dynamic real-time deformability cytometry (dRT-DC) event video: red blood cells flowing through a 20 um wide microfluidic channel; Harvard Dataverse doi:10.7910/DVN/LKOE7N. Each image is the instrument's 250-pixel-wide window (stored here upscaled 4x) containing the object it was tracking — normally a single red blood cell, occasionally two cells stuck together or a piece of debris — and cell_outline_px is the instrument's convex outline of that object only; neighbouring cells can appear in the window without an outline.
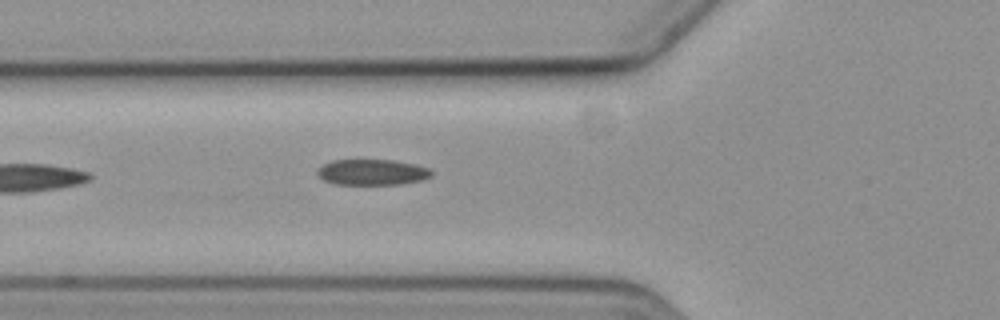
{"species": "common noctule bat (a hibernating species)", "species_latin": "Nyctalus noctula", "temperature_condition": "cold", "stored_images_in_passage": 5, "camera_frame_rate_fps": 3000, "um_per_image_px": 0.085, "animal": {"sex": "female", "body_mass_g": 19.3, "forearm_length_mm": 54.1}, "frame": {"image": 1, "passage_image": 5, "time_ms": 6.333, "image_size_px": [1000, 320], "cell_outline_px": [[432, 176], [420, 180], [400, 184], [336, 184], [324, 180], [316, 172], [324, 164], [332, 160], [392, 160], [416, 164], [428, 168], [432, 172]], "centroid_in_image_um": [31.65, 14.63], "position_along_channel_um": 94.2, "area_um2": 16.94}}